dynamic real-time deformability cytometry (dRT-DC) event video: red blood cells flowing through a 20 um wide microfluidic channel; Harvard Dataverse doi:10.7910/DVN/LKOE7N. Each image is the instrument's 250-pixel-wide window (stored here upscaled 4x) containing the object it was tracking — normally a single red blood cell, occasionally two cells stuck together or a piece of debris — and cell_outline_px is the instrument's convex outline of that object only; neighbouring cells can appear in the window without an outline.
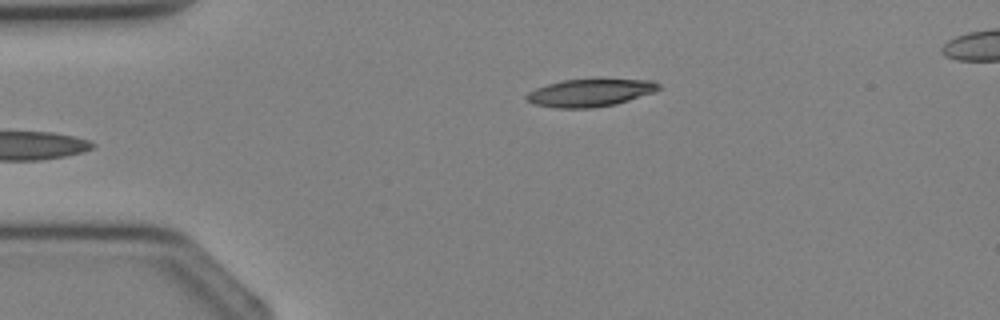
{"species": "Egyptian fruit bat (a non-hibernating species)", "species_latin": "Rousettus aegyptiacus", "temperature_condition": "cold", "stored_images_in_passage": 4, "camera_frame_rate_fps": 3000, "um_per_image_px": 0.085, "animal": {"sex": "female"}, "frame": {"image": 1, "passage_image": 4, "time_ms": 3.667, "image_size_px": [1000, 320], "cell_outline_px": [[660, 88], [656, 92], [616, 104], [592, 108], [556, 108], [532, 104], [524, 96], [528, 92], [536, 88], [548, 84], [564, 80], [652, 80], [660, 84]], "centroid_in_image_um": [50.15, 7.9], "position_along_channel_um": 34.8, "area_um2": 21.1}}